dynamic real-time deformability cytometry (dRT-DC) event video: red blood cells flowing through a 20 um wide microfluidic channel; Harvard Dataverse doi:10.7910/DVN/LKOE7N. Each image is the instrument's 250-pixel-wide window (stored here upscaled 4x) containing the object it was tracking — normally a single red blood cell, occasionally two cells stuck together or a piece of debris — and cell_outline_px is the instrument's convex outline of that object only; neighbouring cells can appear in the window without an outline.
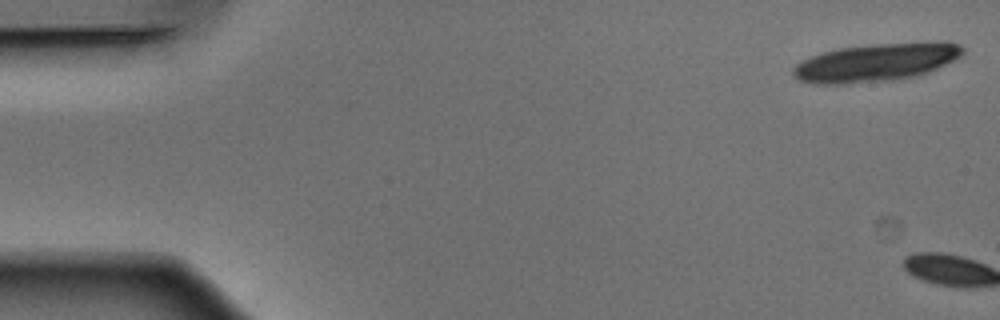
{"species": "Egyptian fruit bat (a non-hibernating species)", "species_latin": "Rousettus aegyptiacus", "temperature_condition": "warm", "stored_images_in_passage": 2, "camera_frame_rate_fps": 3000, "um_per_image_px": 0.085, "animal": {"sex": "male"}, "frame": {"image": 1, "passage_image": 1, "time_ms": 0.0, "image_size_px": [1000, 320], "cell_outline_px": [[964, 52], [960, 56], [928, 72], [916, 76], [892, 80], [848, 84], [812, 84], [800, 80], [792, 72], [792, 68], [796, 64], [812, 56], [824, 52], [840, 48], [872, 44], [948, 40], [960, 44], [964, 48]], "centroid_in_image_um": [74.5, 5.29], "position_along_channel_um": 10.5, "area_um2": 37.74}}